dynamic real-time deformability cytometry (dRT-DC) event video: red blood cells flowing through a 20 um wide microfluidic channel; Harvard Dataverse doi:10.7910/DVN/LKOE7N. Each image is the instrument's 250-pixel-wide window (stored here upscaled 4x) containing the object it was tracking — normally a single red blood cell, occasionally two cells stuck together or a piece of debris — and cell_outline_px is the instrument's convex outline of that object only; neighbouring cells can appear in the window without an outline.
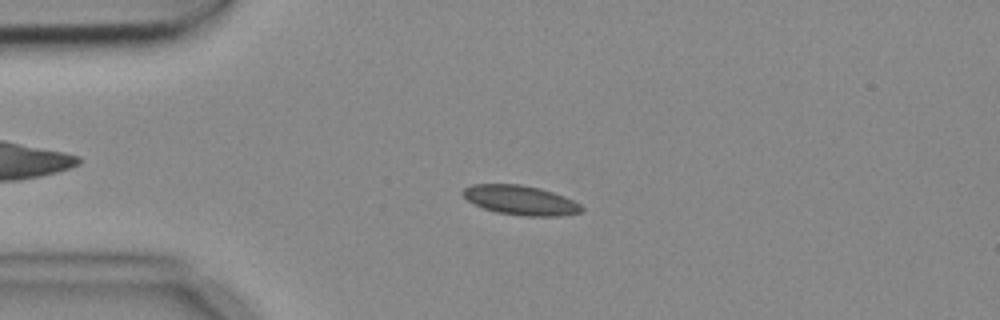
{"species": "common noctule bat (a hibernating species)", "species_latin": "Nyctalus noctula", "temperature_condition": "cold", "stored_images_in_passage": 4, "camera_frame_rate_fps": 3000, "um_per_image_px": 0.085, "animal": {"sex": "female", "body_mass_g": 18.4}, "frame": {"image": 1, "passage_image": 3, "time_ms": 0.667, "image_size_px": [1000, 320], "cell_outline_px": [[584, 212], [560, 216], [524, 216], [496, 212], [484, 208], [468, 200], [460, 192], [464, 188], [472, 184], [520, 184], [540, 188], [564, 196], [580, 204], [584, 208]], "centroid_in_image_um": [44.26, 17.02], "position_along_channel_um": 40.7, "area_um2": 20.4}}